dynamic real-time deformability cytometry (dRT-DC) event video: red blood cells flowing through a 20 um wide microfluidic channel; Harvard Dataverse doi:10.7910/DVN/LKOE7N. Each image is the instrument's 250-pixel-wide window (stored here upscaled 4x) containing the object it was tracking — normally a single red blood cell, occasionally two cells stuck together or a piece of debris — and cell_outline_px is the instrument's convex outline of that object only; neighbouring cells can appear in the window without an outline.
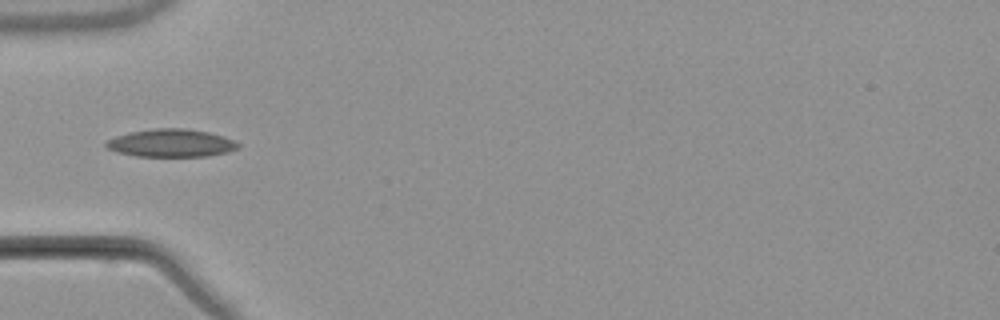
{"species": "common noctule bat (a hibernating species)", "species_latin": "Nyctalus noctula", "temperature_condition": "warm", "stored_images_in_passage": 5, "camera_frame_rate_fps": 3000, "um_per_image_px": 0.085, "animal": {"sex": "male", "body_mass_g": 21.5, "forearm_length_mm": 52.0}, "frame": {"image": 1, "passage_image": 5, "time_ms": 4.667, "image_size_px": [1000, 320], "cell_outline_px": [[240, 148], [228, 152], [208, 156], [136, 156], [116, 152], [108, 148], [104, 144], [108, 140], [116, 136], [128, 132], [156, 128], [184, 128], [208, 132], [224, 136], [240, 144]], "centroid_in_image_um": [14.56, 12.16], "position_along_channel_um": 70.4, "area_um2": 21.44}}